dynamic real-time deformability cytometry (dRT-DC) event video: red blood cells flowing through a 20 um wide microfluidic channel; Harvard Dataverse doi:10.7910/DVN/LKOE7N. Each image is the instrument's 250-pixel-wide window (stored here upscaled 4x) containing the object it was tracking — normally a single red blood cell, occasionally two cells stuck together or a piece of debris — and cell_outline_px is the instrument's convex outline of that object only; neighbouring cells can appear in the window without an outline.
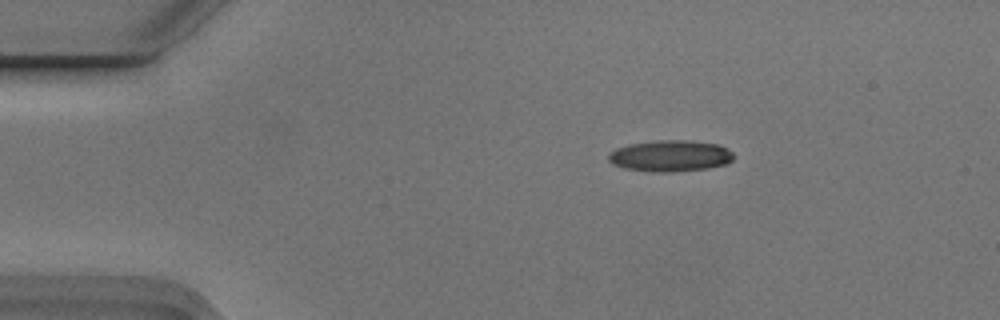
{"species": "Egyptian fruit bat (a non-hibernating species)", "species_latin": "Rousettus aegyptiacus", "temperature_condition": "cold", "stored_images_in_passage": 3, "camera_frame_rate_fps": 3000, "um_per_image_px": 0.085, "animal": {"sex": "male"}, "frame": {"image": 1, "passage_image": 1, "time_ms": 0.0, "image_size_px": [1000, 320], "cell_outline_px": [[736, 156], [728, 164], [708, 168], [672, 172], [648, 172], [624, 168], [612, 164], [608, 160], [608, 152], [616, 148], [628, 144], [656, 140], [692, 140], [720, 144], [732, 152]], "centroid_in_image_um": [56.98, 13.25], "position_along_channel_um": 28.0, "area_um2": 23.35}}
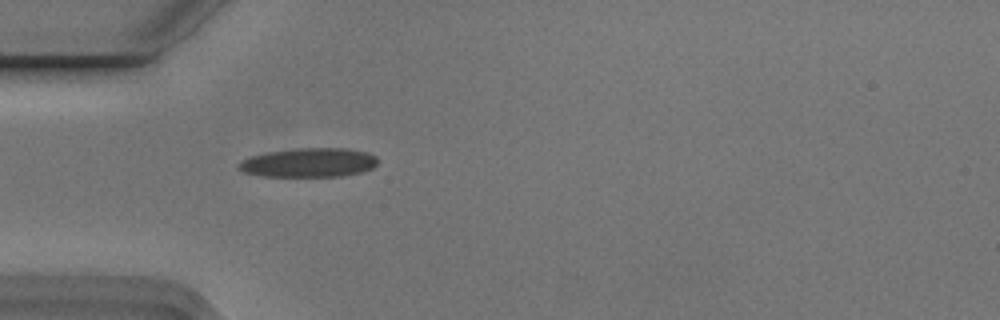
{"frame": {"image": 2, "passage_image": 3, "time_ms": 0.667, "image_size_px": [1000, 320], "cell_outline_px": [[376, 164], [372, 168], [360, 172], [340, 176], [264, 176], [244, 172], [236, 168], [236, 164], [240, 160], [252, 156], [268, 152], [296, 148], [344, 148], [368, 152], [376, 156]], "centroid_in_image_um": [26.21, 13.81], "position_along_channel_um": 58.8, "area_um2": 23.52}}